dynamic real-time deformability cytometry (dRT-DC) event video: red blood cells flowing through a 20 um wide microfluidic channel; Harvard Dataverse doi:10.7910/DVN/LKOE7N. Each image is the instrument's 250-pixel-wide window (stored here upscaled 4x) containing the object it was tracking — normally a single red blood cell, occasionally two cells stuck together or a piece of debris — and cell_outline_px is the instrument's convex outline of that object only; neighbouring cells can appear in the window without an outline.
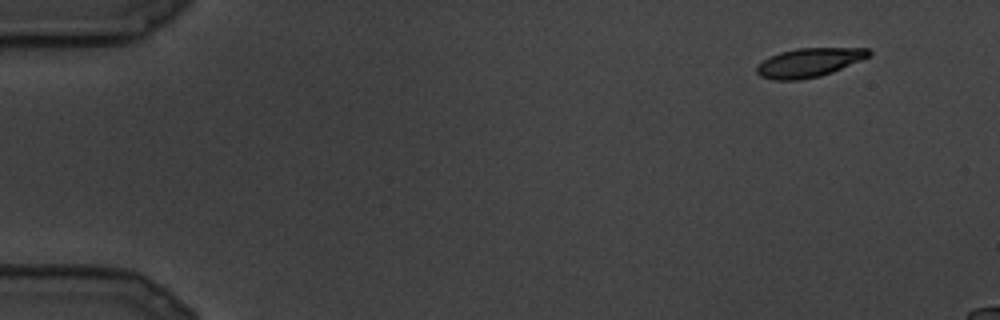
{"species": "common noctule bat (a hibernating species)", "species_latin": "Nyctalus noctula", "temperature_condition": "cold", "stored_images_in_passage": 5, "camera_frame_rate_fps": 3000, "um_per_image_px": 0.085, "animal": {"sex": "male", "body_mass_g": 19.5, "forearm_length_mm": 54.6}, "frame": {"image": 1, "passage_image": 1, "time_ms": 0.0, "image_size_px": [1000, 320], "cell_outline_px": [[872, 56], [832, 72], [820, 76], [800, 80], [772, 80], [760, 76], [756, 72], [756, 64], [780, 52], [796, 48], [868, 48], [872, 52]], "centroid_in_image_um": [68.78, 5.32], "position_along_channel_um": 16.2, "area_um2": 19.02}}